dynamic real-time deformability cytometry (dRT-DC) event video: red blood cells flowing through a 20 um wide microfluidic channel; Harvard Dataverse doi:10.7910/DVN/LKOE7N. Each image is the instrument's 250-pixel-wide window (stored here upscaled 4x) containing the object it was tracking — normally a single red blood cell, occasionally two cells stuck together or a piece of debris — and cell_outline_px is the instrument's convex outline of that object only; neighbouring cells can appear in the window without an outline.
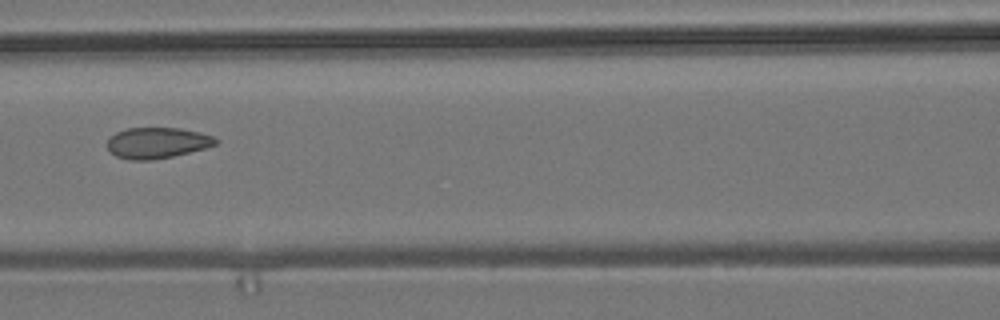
{"species": "common noctule bat (a hibernating species)", "species_latin": "Nyctalus noctula", "temperature_condition": "room temperature", "stored_images_in_passage": 8, "camera_frame_rate_fps": 3000, "um_per_image_px": 0.085, "animal": {"sex": "male", "body_mass_g": 19.2, "forearm_length_mm": 51.8}, "frame": {"image": 1, "passage_image": 8, "time_ms": 2.333, "image_size_px": [1000, 320], "cell_outline_px": [[220, 140], [216, 144], [204, 148], [172, 156], [152, 160], [132, 160], [116, 156], [108, 148], [108, 140], [116, 132], [124, 128], [180, 128], [200, 132], [212, 136]], "centroid_in_image_um": [13.36, 12.13], "position_along_channel_um": 153.2, "area_um2": 19.36}}